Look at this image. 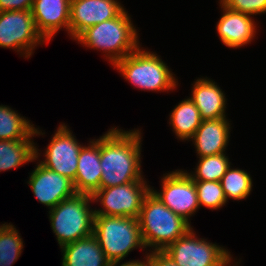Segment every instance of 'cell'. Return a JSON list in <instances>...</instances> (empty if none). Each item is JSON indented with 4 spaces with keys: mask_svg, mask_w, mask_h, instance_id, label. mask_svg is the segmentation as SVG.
Returning a JSON list of instances; mask_svg holds the SVG:
<instances>
[{
    "mask_svg": "<svg viewBox=\"0 0 266 266\" xmlns=\"http://www.w3.org/2000/svg\"><path fill=\"white\" fill-rule=\"evenodd\" d=\"M141 131L112 127L100 136V188L145 180L141 171Z\"/></svg>",
    "mask_w": 266,
    "mask_h": 266,
    "instance_id": "cell-1",
    "label": "cell"
},
{
    "mask_svg": "<svg viewBox=\"0 0 266 266\" xmlns=\"http://www.w3.org/2000/svg\"><path fill=\"white\" fill-rule=\"evenodd\" d=\"M137 33L128 12L123 10L113 19L88 27L74 40L102 51L113 66L141 46Z\"/></svg>",
    "mask_w": 266,
    "mask_h": 266,
    "instance_id": "cell-2",
    "label": "cell"
},
{
    "mask_svg": "<svg viewBox=\"0 0 266 266\" xmlns=\"http://www.w3.org/2000/svg\"><path fill=\"white\" fill-rule=\"evenodd\" d=\"M138 222L145 248L164 251L191 228L182 217L167 208L152 191L143 200Z\"/></svg>",
    "mask_w": 266,
    "mask_h": 266,
    "instance_id": "cell-3",
    "label": "cell"
},
{
    "mask_svg": "<svg viewBox=\"0 0 266 266\" xmlns=\"http://www.w3.org/2000/svg\"><path fill=\"white\" fill-rule=\"evenodd\" d=\"M113 67L141 91H171L178 85L167 64L154 52L140 46Z\"/></svg>",
    "mask_w": 266,
    "mask_h": 266,
    "instance_id": "cell-4",
    "label": "cell"
},
{
    "mask_svg": "<svg viewBox=\"0 0 266 266\" xmlns=\"http://www.w3.org/2000/svg\"><path fill=\"white\" fill-rule=\"evenodd\" d=\"M92 195L76 193L49 210L51 228L60 247L93 234Z\"/></svg>",
    "mask_w": 266,
    "mask_h": 266,
    "instance_id": "cell-5",
    "label": "cell"
},
{
    "mask_svg": "<svg viewBox=\"0 0 266 266\" xmlns=\"http://www.w3.org/2000/svg\"><path fill=\"white\" fill-rule=\"evenodd\" d=\"M93 235L110 263L121 262L137 247L145 249L138 219L133 217L95 215Z\"/></svg>",
    "mask_w": 266,
    "mask_h": 266,
    "instance_id": "cell-6",
    "label": "cell"
},
{
    "mask_svg": "<svg viewBox=\"0 0 266 266\" xmlns=\"http://www.w3.org/2000/svg\"><path fill=\"white\" fill-rule=\"evenodd\" d=\"M164 252L178 266H231L230 263L234 261L228 249L198 238L193 228Z\"/></svg>",
    "mask_w": 266,
    "mask_h": 266,
    "instance_id": "cell-7",
    "label": "cell"
},
{
    "mask_svg": "<svg viewBox=\"0 0 266 266\" xmlns=\"http://www.w3.org/2000/svg\"><path fill=\"white\" fill-rule=\"evenodd\" d=\"M151 187L146 180L123 185L100 188L93 195V202H100L102 209H95V215L124 216L138 219L143 200Z\"/></svg>",
    "mask_w": 266,
    "mask_h": 266,
    "instance_id": "cell-8",
    "label": "cell"
},
{
    "mask_svg": "<svg viewBox=\"0 0 266 266\" xmlns=\"http://www.w3.org/2000/svg\"><path fill=\"white\" fill-rule=\"evenodd\" d=\"M44 43L47 42L36 30L31 10L0 12V47L30 58L35 47Z\"/></svg>",
    "mask_w": 266,
    "mask_h": 266,
    "instance_id": "cell-9",
    "label": "cell"
},
{
    "mask_svg": "<svg viewBox=\"0 0 266 266\" xmlns=\"http://www.w3.org/2000/svg\"><path fill=\"white\" fill-rule=\"evenodd\" d=\"M161 191L151 188L152 193L171 211L189 224L190 217L200 208L195 182L187 171L175 170L164 174Z\"/></svg>",
    "mask_w": 266,
    "mask_h": 266,
    "instance_id": "cell-10",
    "label": "cell"
},
{
    "mask_svg": "<svg viewBox=\"0 0 266 266\" xmlns=\"http://www.w3.org/2000/svg\"><path fill=\"white\" fill-rule=\"evenodd\" d=\"M67 127L65 123H60L45 149V159L39 162L74 181L77 173L78 157L83 145L78 143L75 135Z\"/></svg>",
    "mask_w": 266,
    "mask_h": 266,
    "instance_id": "cell-11",
    "label": "cell"
},
{
    "mask_svg": "<svg viewBox=\"0 0 266 266\" xmlns=\"http://www.w3.org/2000/svg\"><path fill=\"white\" fill-rule=\"evenodd\" d=\"M124 9L117 0H71L69 36L74 40L88 27L113 19Z\"/></svg>",
    "mask_w": 266,
    "mask_h": 266,
    "instance_id": "cell-12",
    "label": "cell"
},
{
    "mask_svg": "<svg viewBox=\"0 0 266 266\" xmlns=\"http://www.w3.org/2000/svg\"><path fill=\"white\" fill-rule=\"evenodd\" d=\"M37 200L53 209L59 202L76 194L73 181L43 166L36 165L27 181Z\"/></svg>",
    "mask_w": 266,
    "mask_h": 266,
    "instance_id": "cell-13",
    "label": "cell"
},
{
    "mask_svg": "<svg viewBox=\"0 0 266 266\" xmlns=\"http://www.w3.org/2000/svg\"><path fill=\"white\" fill-rule=\"evenodd\" d=\"M71 0H34L31 7L36 30L46 42L65 28L69 35Z\"/></svg>",
    "mask_w": 266,
    "mask_h": 266,
    "instance_id": "cell-14",
    "label": "cell"
},
{
    "mask_svg": "<svg viewBox=\"0 0 266 266\" xmlns=\"http://www.w3.org/2000/svg\"><path fill=\"white\" fill-rule=\"evenodd\" d=\"M223 14L217 22V33L221 42L229 48H240L251 43L256 34V22L252 16L232 11L219 2Z\"/></svg>",
    "mask_w": 266,
    "mask_h": 266,
    "instance_id": "cell-15",
    "label": "cell"
},
{
    "mask_svg": "<svg viewBox=\"0 0 266 266\" xmlns=\"http://www.w3.org/2000/svg\"><path fill=\"white\" fill-rule=\"evenodd\" d=\"M82 146L78 157L77 173L73 185L76 193L93 195L100 189V137Z\"/></svg>",
    "mask_w": 266,
    "mask_h": 266,
    "instance_id": "cell-16",
    "label": "cell"
},
{
    "mask_svg": "<svg viewBox=\"0 0 266 266\" xmlns=\"http://www.w3.org/2000/svg\"><path fill=\"white\" fill-rule=\"evenodd\" d=\"M230 123L227 118L202 120L191 140L198 157L226 153L230 138Z\"/></svg>",
    "mask_w": 266,
    "mask_h": 266,
    "instance_id": "cell-17",
    "label": "cell"
},
{
    "mask_svg": "<svg viewBox=\"0 0 266 266\" xmlns=\"http://www.w3.org/2000/svg\"><path fill=\"white\" fill-rule=\"evenodd\" d=\"M189 97L200 112L203 120L226 117V102L224 92L210 78H198L192 87Z\"/></svg>",
    "mask_w": 266,
    "mask_h": 266,
    "instance_id": "cell-18",
    "label": "cell"
},
{
    "mask_svg": "<svg viewBox=\"0 0 266 266\" xmlns=\"http://www.w3.org/2000/svg\"><path fill=\"white\" fill-rule=\"evenodd\" d=\"M63 257L61 266H109L105 253L92 234L60 247Z\"/></svg>",
    "mask_w": 266,
    "mask_h": 266,
    "instance_id": "cell-19",
    "label": "cell"
},
{
    "mask_svg": "<svg viewBox=\"0 0 266 266\" xmlns=\"http://www.w3.org/2000/svg\"><path fill=\"white\" fill-rule=\"evenodd\" d=\"M32 140H0V172L34 162L40 151Z\"/></svg>",
    "mask_w": 266,
    "mask_h": 266,
    "instance_id": "cell-20",
    "label": "cell"
},
{
    "mask_svg": "<svg viewBox=\"0 0 266 266\" xmlns=\"http://www.w3.org/2000/svg\"><path fill=\"white\" fill-rule=\"evenodd\" d=\"M43 134L10 106L0 105V140H31Z\"/></svg>",
    "mask_w": 266,
    "mask_h": 266,
    "instance_id": "cell-21",
    "label": "cell"
},
{
    "mask_svg": "<svg viewBox=\"0 0 266 266\" xmlns=\"http://www.w3.org/2000/svg\"><path fill=\"white\" fill-rule=\"evenodd\" d=\"M169 123L177 139L190 140L202 123L200 112L190 98L182 100L169 114Z\"/></svg>",
    "mask_w": 266,
    "mask_h": 266,
    "instance_id": "cell-22",
    "label": "cell"
},
{
    "mask_svg": "<svg viewBox=\"0 0 266 266\" xmlns=\"http://www.w3.org/2000/svg\"><path fill=\"white\" fill-rule=\"evenodd\" d=\"M224 195L228 202L229 198L233 200L246 199L252 191V177L242 169L230 167L220 180Z\"/></svg>",
    "mask_w": 266,
    "mask_h": 266,
    "instance_id": "cell-23",
    "label": "cell"
},
{
    "mask_svg": "<svg viewBox=\"0 0 266 266\" xmlns=\"http://www.w3.org/2000/svg\"><path fill=\"white\" fill-rule=\"evenodd\" d=\"M226 153L199 157L195 172L187 174L193 181H219L230 167Z\"/></svg>",
    "mask_w": 266,
    "mask_h": 266,
    "instance_id": "cell-24",
    "label": "cell"
},
{
    "mask_svg": "<svg viewBox=\"0 0 266 266\" xmlns=\"http://www.w3.org/2000/svg\"><path fill=\"white\" fill-rule=\"evenodd\" d=\"M23 239L12 224H6L0 231V266H12L21 256Z\"/></svg>",
    "mask_w": 266,
    "mask_h": 266,
    "instance_id": "cell-25",
    "label": "cell"
},
{
    "mask_svg": "<svg viewBox=\"0 0 266 266\" xmlns=\"http://www.w3.org/2000/svg\"><path fill=\"white\" fill-rule=\"evenodd\" d=\"M198 196L199 206L218 210L226 203L221 183L219 181H194Z\"/></svg>",
    "mask_w": 266,
    "mask_h": 266,
    "instance_id": "cell-26",
    "label": "cell"
},
{
    "mask_svg": "<svg viewBox=\"0 0 266 266\" xmlns=\"http://www.w3.org/2000/svg\"><path fill=\"white\" fill-rule=\"evenodd\" d=\"M220 3L229 10L244 13L247 15H257L266 13V0H219Z\"/></svg>",
    "mask_w": 266,
    "mask_h": 266,
    "instance_id": "cell-27",
    "label": "cell"
},
{
    "mask_svg": "<svg viewBox=\"0 0 266 266\" xmlns=\"http://www.w3.org/2000/svg\"><path fill=\"white\" fill-rule=\"evenodd\" d=\"M149 266H178L164 251H151L146 254Z\"/></svg>",
    "mask_w": 266,
    "mask_h": 266,
    "instance_id": "cell-28",
    "label": "cell"
},
{
    "mask_svg": "<svg viewBox=\"0 0 266 266\" xmlns=\"http://www.w3.org/2000/svg\"><path fill=\"white\" fill-rule=\"evenodd\" d=\"M34 0H0V12L31 10Z\"/></svg>",
    "mask_w": 266,
    "mask_h": 266,
    "instance_id": "cell-29",
    "label": "cell"
},
{
    "mask_svg": "<svg viewBox=\"0 0 266 266\" xmlns=\"http://www.w3.org/2000/svg\"><path fill=\"white\" fill-rule=\"evenodd\" d=\"M120 262H112L109 266H119ZM120 266H149L148 264V257L145 255L144 260H134L133 261H126L122 263Z\"/></svg>",
    "mask_w": 266,
    "mask_h": 266,
    "instance_id": "cell-30",
    "label": "cell"
},
{
    "mask_svg": "<svg viewBox=\"0 0 266 266\" xmlns=\"http://www.w3.org/2000/svg\"><path fill=\"white\" fill-rule=\"evenodd\" d=\"M7 223H4L2 225H0V231L2 230V228L6 225Z\"/></svg>",
    "mask_w": 266,
    "mask_h": 266,
    "instance_id": "cell-31",
    "label": "cell"
},
{
    "mask_svg": "<svg viewBox=\"0 0 266 266\" xmlns=\"http://www.w3.org/2000/svg\"><path fill=\"white\" fill-rule=\"evenodd\" d=\"M236 263V264H235ZM234 264L232 263L233 266H238V264L240 263V261L235 262Z\"/></svg>",
    "mask_w": 266,
    "mask_h": 266,
    "instance_id": "cell-32",
    "label": "cell"
}]
</instances>
